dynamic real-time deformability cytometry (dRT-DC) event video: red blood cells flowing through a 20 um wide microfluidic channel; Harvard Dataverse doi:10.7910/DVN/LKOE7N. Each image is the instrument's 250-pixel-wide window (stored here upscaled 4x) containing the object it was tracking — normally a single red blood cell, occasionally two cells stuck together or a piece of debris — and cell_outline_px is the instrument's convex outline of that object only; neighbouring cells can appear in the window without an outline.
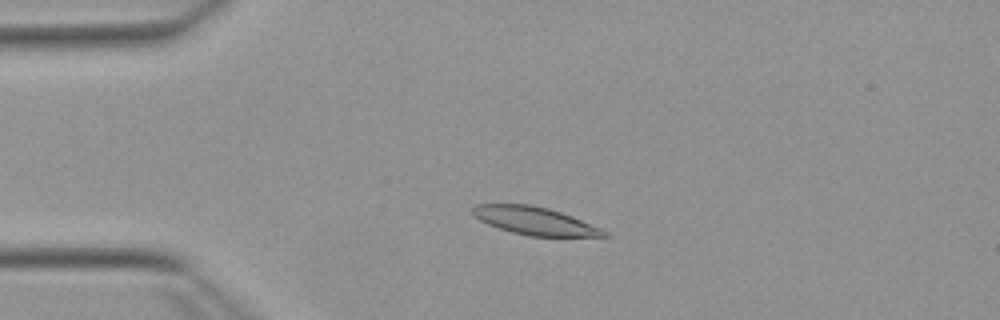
{"species": "Egyptian fruit bat (a non-hibernating species)", "species_latin": "Rousettus aegyptiacus", "temperature_condition": "warm", "stored_images_in_passage": 52, "camera_frame_rate_fps": 3000, "um_per_image_px": 0.085, "animal": {"sex": "female"}, "frame": {"image": 1, "passage_image": 11, "time_ms": 3.333, "image_size_px": [1000, 320], "cell_outline_px": [[608, 236], [528, 236], [512, 232], [488, 224], [472, 216], [472, 208], [476, 204], [532, 204], [548, 208], [572, 216], [600, 228], [608, 232]], "centroid_in_image_um": [45.41, 18.76], "position_along_channel_um": 39.6, "area_um2": 21.15}}
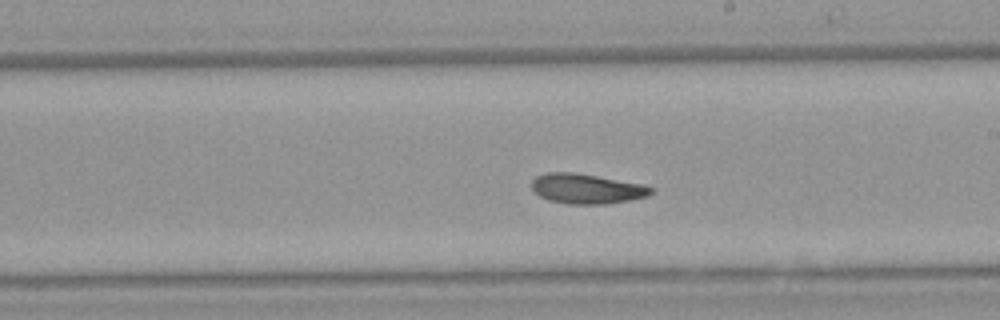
{"frame": {"image": 2, "passage_image": 29, "time_ms": 9.333, "image_size_px": [1000, 320], "cell_outline_px": [[656, 188], [648, 196], [608, 204], [568, 204], [548, 200], [540, 196], [532, 188], [532, 180], [536, 176], [544, 172], [576, 172], [640, 184]], "centroid_in_image_um": [49.85, 16.04], "position_along_channel_um": 239.2, "area_um2": 20.81}}
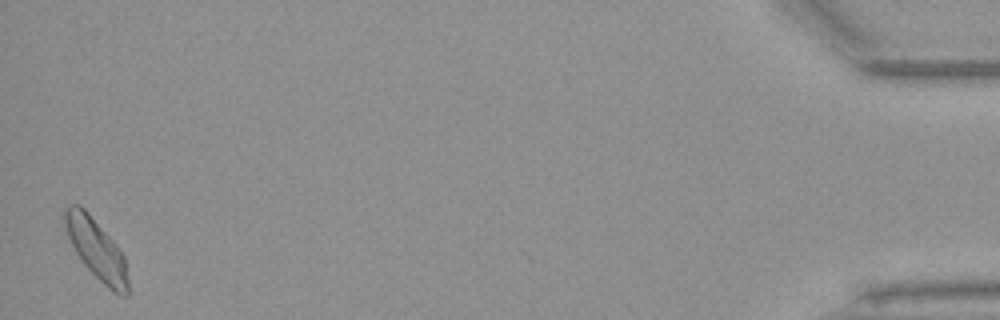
{"frame": {"image": 3, "passage_image": 51, "time_ms": 16.667, "image_size_px": [1000, 320], "cell_outline_px": [[128, 296], [120, 296], [112, 292], [84, 264], [76, 252], [64, 228], [64, 208], [68, 204], [80, 204], [88, 212], [116, 244], [124, 256], [128, 280]], "centroid_in_image_um": [8.19, 21.16], "position_along_channel_um": 427.0, "area_um2": 22.08}, "authors_computed_cell_mechanics": {"area_um2": 21.0103, "velocity_mm_per_s": 3.8335, "shape_relaxation_time_tau1_ms": 7.4355, "shape_relaxation_time_tau2_ms": 10.2477, "deformation_change_tau1": 0.169, "deformation_change_tau2": 0.1476}}